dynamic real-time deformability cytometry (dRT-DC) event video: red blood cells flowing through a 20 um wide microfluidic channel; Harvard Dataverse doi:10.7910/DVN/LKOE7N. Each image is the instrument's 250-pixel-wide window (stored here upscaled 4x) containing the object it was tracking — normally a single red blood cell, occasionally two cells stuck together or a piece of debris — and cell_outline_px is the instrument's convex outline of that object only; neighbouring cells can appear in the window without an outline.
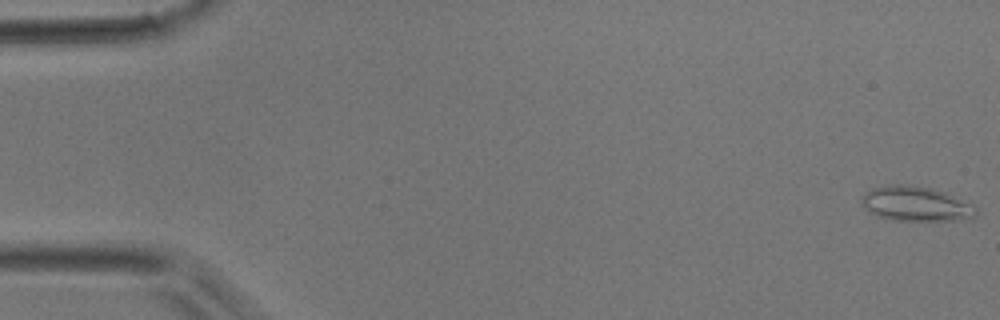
{"species": "common noctule bat (a hibernating species)", "species_latin": "Nyctalus noctula", "temperature_condition": "room temperature", "stored_images_in_passage": 9, "camera_frame_rate_fps": 3000, "um_per_image_px": 0.085, "animal": {"sex": "male", "body_mass_g": 17.9}, "frame": {"image": 1, "passage_image": 1, "time_ms": 0.0, "image_size_px": [1000, 320], "cell_outline_px": [[976, 216], [956, 220], [892, 220], [880, 216], [864, 208], [860, 204], [860, 200], [872, 188], [896, 184], [900, 184], [932, 188], [944, 192], [972, 204], [976, 208]], "centroid_in_image_um": [77.84, 17.33], "position_along_channel_um": 7.2, "area_um2": 22.72}}